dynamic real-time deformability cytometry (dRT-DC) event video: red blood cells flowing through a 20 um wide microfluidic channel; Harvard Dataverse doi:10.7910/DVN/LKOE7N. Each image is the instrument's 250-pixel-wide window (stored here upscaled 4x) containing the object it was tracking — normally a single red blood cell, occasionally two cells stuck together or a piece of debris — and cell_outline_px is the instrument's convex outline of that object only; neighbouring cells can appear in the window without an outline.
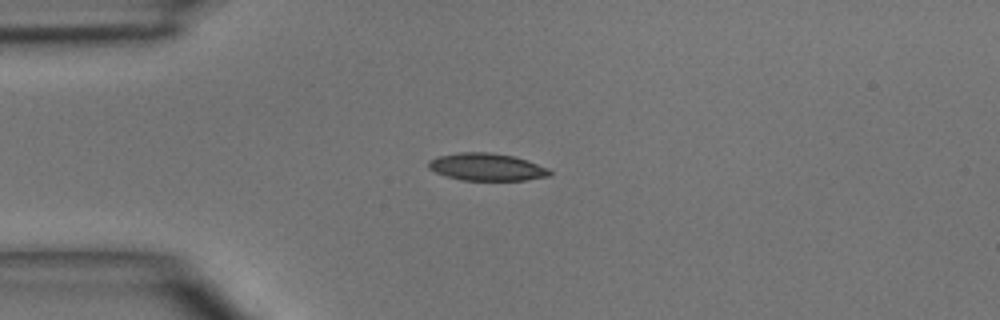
{"species": "common noctule bat (a hibernating species)", "species_latin": "Nyctalus noctula", "temperature_condition": "room temperature", "stored_images_in_passage": 1, "camera_frame_rate_fps": 3000, "um_per_image_px": 0.085, "animal": {"sex": "male", "body_mass_g": 15.6}, "frame": {"image": 1, "passage_image": 1, "time_ms": 0.0, "image_size_px": [1000, 320], "cell_outline_px": [[552, 176], [524, 180], [460, 180], [436, 172], [428, 168], [428, 160], [440, 156], [460, 152], [488, 152], [512, 156], [548, 168], [552, 172]], "centroid_in_image_um": [41.37, 14.2], "position_along_channel_um": 43.6, "area_um2": 19.13}}